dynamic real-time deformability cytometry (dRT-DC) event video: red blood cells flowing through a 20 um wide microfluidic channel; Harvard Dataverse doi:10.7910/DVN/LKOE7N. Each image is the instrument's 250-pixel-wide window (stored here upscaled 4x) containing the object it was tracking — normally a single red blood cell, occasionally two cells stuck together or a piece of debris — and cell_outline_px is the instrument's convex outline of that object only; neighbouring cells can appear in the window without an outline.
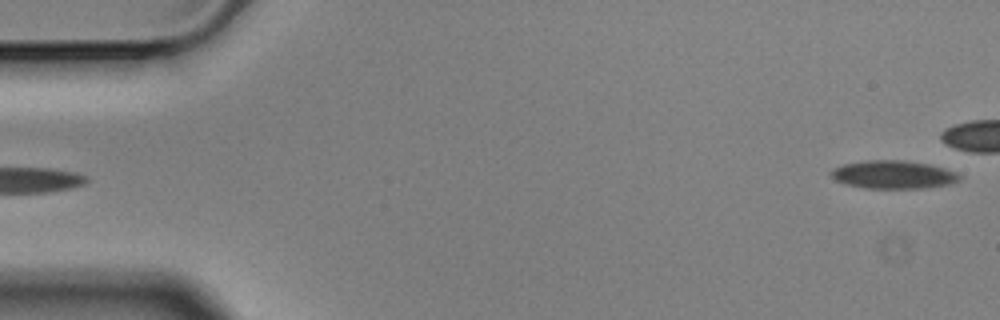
{"species": "Egyptian fruit bat (a non-hibernating species)", "species_latin": "Rousettus aegyptiacus", "temperature_condition": "cold", "stored_images_in_passage": 4, "camera_frame_rate_fps": 3000, "um_per_image_px": 0.085, "animal": {"sex": "male"}, "frame": {"image": 1, "passage_image": 4, "time_ms": 1.0, "image_size_px": [1000, 320], "cell_outline_px": [[960, 180], [952, 184], [924, 188], [868, 188], [848, 184], [836, 180], [828, 172], [832, 168], [844, 164], [868, 160], [904, 160], [928, 164], [944, 168], [956, 172], [960, 176]], "centroid_in_image_um": [75.95, 14.84], "position_along_channel_um": 9.1, "area_um2": 20.98}}